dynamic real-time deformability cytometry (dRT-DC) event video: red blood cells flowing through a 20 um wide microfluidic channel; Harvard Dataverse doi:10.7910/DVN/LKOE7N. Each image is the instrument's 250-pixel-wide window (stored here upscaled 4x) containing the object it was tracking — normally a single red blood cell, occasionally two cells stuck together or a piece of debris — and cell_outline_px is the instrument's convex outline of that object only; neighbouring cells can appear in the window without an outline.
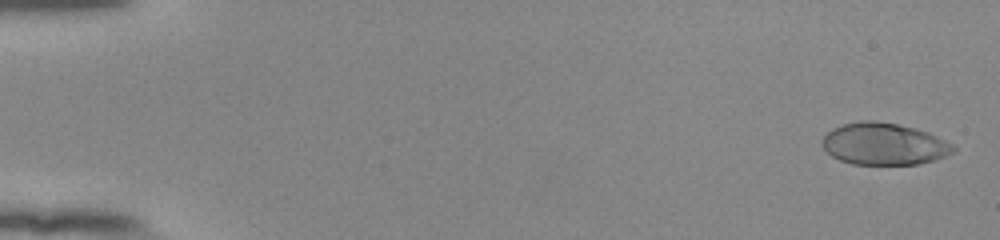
{"species": "human", "species_latin": "Homo sapiens", "temperature_condition": "room temperature", "stored_images_in_passage": 54, "camera_frame_rate_fps": 3000, "um_per_image_px": 0.085, "donor": {"sex": "female"}, "frame": {"image": 1, "passage_image": 2, "time_ms": 0.333, "image_size_px": [1000, 240], "cell_outline_px": [[956, 152], [920, 164], [852, 164], [840, 160], [832, 156], [820, 144], [820, 140], [832, 128], [844, 124], [860, 120], [872, 120], [896, 124], [928, 132], [952, 144], [956, 148]], "centroid_in_image_um": [75.11, 12.24], "position_along_channel_um": 9.9, "area_um2": 31.91}}
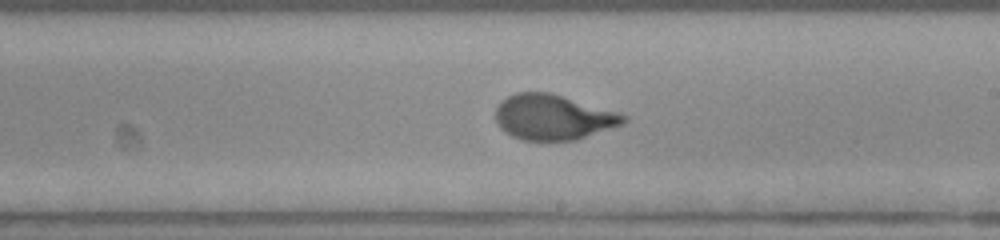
{"frame": {"image": 2, "passage_image": 33, "time_ms": 10.667, "image_size_px": [1000, 240], "cell_outline_px": [[628, 120], [624, 124], [576, 140], [524, 140], [512, 136], [504, 132], [500, 128], [496, 120], [496, 108], [500, 100], [516, 92], [548, 92], [620, 112], [628, 116]], "centroid_in_image_um": [47.03, 9.96], "position_along_channel_um": 242.0, "area_um2": 33.93}}
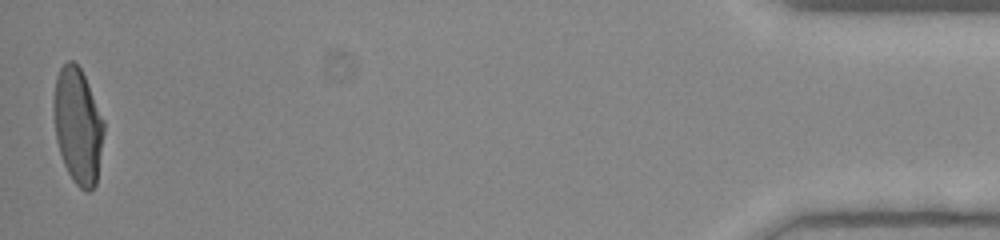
{"frame": {"image": 3, "passage_image": 54, "time_ms": 17.667, "image_size_px": [1000, 240], "cell_outline_px": [[104, 132], [96, 184], [88, 192], [84, 192], [72, 180], [64, 164], [56, 140], [52, 108], [52, 100], [56, 76], [60, 68], [68, 60], [72, 60], [80, 68], [84, 76], [104, 120]], "centroid_in_image_um": [6.59, 10.69], "position_along_channel_um": 428.6, "area_um2": 33.99}, "authors_computed_cell_mechanics": {"area_um2": 33.524, "velocity_mm_per_s": 3.8835, "shape_relaxation_time_tau1_ms": 3.8777, "shape_relaxation_time_tau2_ms": null, "deformation_change_tau1": 0.2028, "deformation_change_tau2": null}}